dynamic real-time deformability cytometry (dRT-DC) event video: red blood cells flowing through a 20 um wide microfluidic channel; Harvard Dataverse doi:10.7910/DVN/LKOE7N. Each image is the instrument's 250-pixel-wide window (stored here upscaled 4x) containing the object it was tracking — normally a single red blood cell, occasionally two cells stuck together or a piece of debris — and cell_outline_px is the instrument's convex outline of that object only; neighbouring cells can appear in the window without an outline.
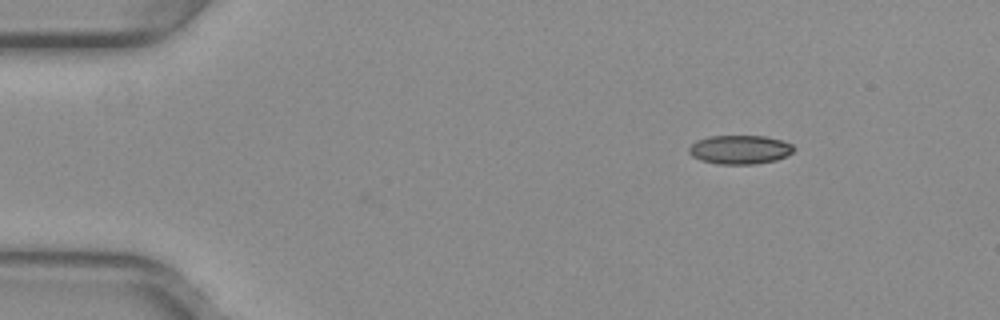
{"species": "common noctule bat (a hibernating species)", "species_latin": "Nyctalus noctula", "temperature_condition": "warm", "stored_images_in_passage": 2, "camera_frame_rate_fps": 3000, "um_per_image_px": 0.085, "animal": {"sex": "female", "body_mass_g": 29.2, "forearm_length_mm": 56.3}, "frame": {"image": 1, "passage_image": 1, "time_ms": 0.0, "image_size_px": [1000, 320], "cell_outline_px": [[796, 148], [792, 152], [776, 160], [756, 164], [720, 164], [700, 160], [692, 156], [688, 152], [688, 148], [696, 140], [708, 136], [764, 136], [780, 140], [792, 144]], "centroid_in_image_um": [62.86, 12.71], "position_along_channel_um": 22.1, "area_um2": 17.63}}